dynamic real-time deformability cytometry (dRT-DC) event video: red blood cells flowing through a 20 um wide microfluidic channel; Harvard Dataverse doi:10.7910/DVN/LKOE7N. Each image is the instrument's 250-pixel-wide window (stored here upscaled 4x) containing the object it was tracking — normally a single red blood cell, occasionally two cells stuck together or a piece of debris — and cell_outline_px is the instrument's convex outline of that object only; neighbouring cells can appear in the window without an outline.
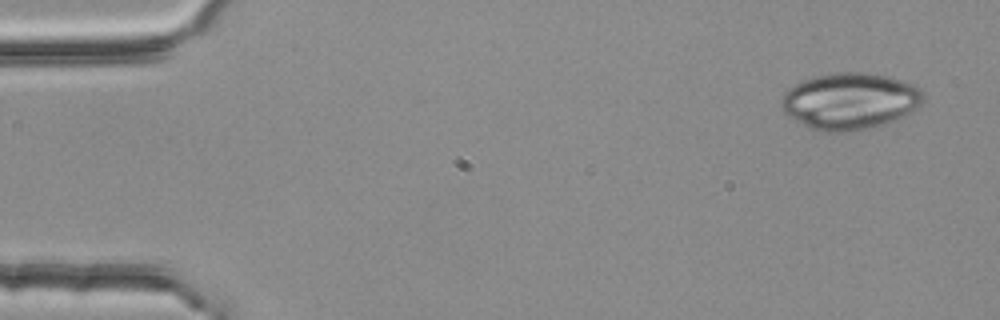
{"species": "common noctule bat (a hibernating species)", "species_latin": "Nyctalus noctula", "temperature_condition": "room temperature", "stored_images_in_passage": 3, "camera_frame_rate_fps": 3000, "um_per_image_px": 0.085, "animal": {"sex": "female", "body_mass_g": 25.1}, "frame": {"image": 1, "passage_image": 1, "time_ms": 0.0, "image_size_px": [1000, 320], "cell_outline_px": [[924, 104], [912, 112], [884, 124], [868, 128], [848, 132], [820, 132], [808, 128], [788, 116], [784, 112], [780, 104], [780, 100], [784, 92], [788, 88], [804, 80], [816, 76], [832, 72], [876, 72], [916, 84], [924, 92]], "centroid_in_image_um": [72.27, 8.58], "position_along_channel_um": 12.7, "area_um2": 47.69}}